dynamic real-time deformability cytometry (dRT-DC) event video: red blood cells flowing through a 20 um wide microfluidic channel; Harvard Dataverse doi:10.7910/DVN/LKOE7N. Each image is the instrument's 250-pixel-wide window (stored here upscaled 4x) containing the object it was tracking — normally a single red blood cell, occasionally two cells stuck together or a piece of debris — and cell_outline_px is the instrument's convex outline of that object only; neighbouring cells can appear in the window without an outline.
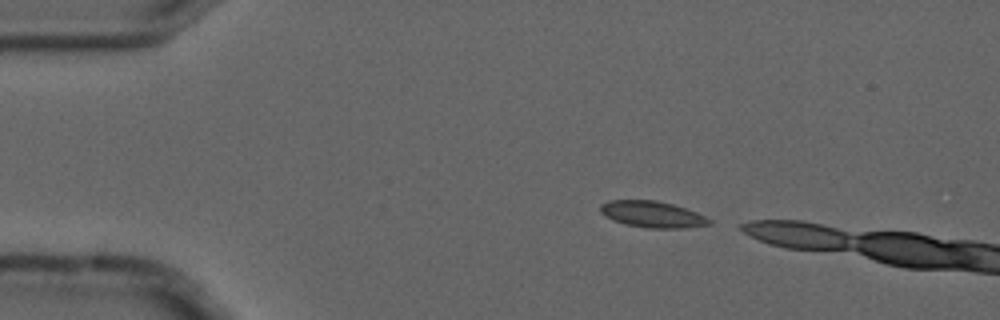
{"species": "common noctule bat (a hibernating species)", "species_latin": "Nyctalus noctula", "temperature_condition": "cold", "stored_images_in_passage": 2, "camera_frame_rate_fps": 3000, "um_per_image_px": 0.085, "animal": {"sex": "male", "forearm_length_mm": 52.5}, "frame": {"image": 1, "passage_image": 1, "time_ms": 0.0, "image_size_px": [1000, 320], "cell_outline_px": [[712, 224], [684, 228], [644, 228], [624, 224], [604, 216], [600, 212], [600, 204], [608, 200], [656, 200], [672, 204], [696, 212], [712, 220]], "centroid_in_image_um": [55.42, 18.22], "position_along_channel_um": 29.6, "area_um2": 16.82}}